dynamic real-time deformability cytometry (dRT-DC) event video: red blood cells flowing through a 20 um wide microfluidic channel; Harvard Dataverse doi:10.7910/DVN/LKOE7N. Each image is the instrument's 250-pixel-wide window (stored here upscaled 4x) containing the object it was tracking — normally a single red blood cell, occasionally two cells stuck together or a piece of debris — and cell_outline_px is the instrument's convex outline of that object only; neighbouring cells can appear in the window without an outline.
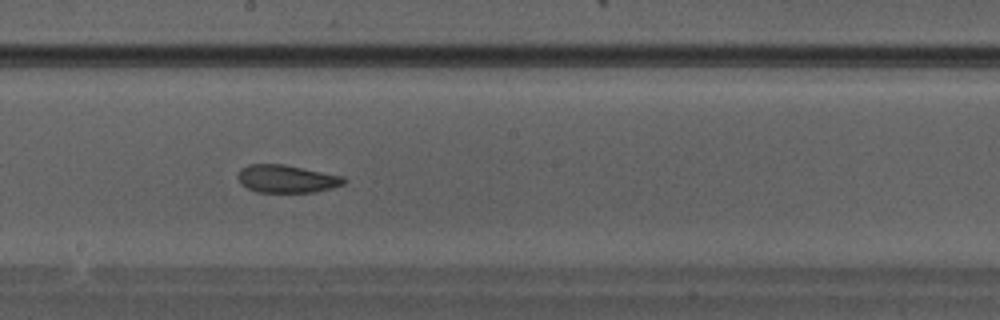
{"species": "Egyptian fruit bat (a non-hibernating species)", "species_latin": "Rousettus aegyptiacus", "temperature_condition": "warm", "stored_images_in_passage": 35, "camera_frame_rate_fps": 3000, "um_per_image_px": 0.085, "animal": {"sex": "male"}, "frame": {"image": 1, "passage_image": 20, "time_ms": 6.333, "image_size_px": [1000, 320], "cell_outline_px": [[348, 180], [344, 184], [332, 188], [316, 192], [256, 192], [240, 184], [236, 176], [240, 168], [248, 164], [284, 164], [344, 176]], "centroid_in_image_um": [24.36, 15.2], "position_along_channel_um": 223.8, "area_um2": 17.46}}